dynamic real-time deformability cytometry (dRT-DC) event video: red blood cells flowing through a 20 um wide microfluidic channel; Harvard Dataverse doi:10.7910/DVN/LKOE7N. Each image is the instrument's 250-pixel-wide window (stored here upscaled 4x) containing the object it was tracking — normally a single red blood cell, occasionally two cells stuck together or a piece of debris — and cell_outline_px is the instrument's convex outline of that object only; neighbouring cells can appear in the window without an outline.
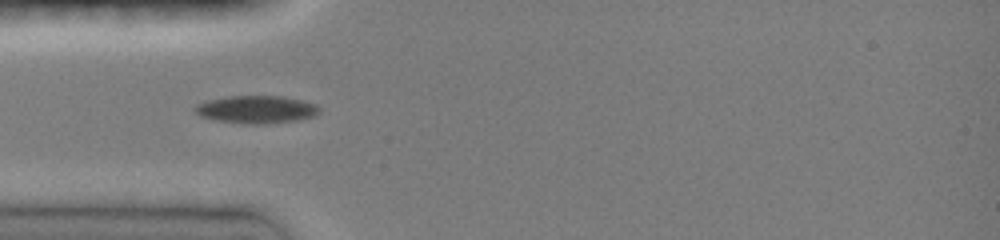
{"species": "common noctule bat (a hibernating species)", "species_latin": "Nyctalus noctula", "temperature_condition": "room temperature", "stored_images_in_passage": 4, "camera_frame_rate_fps": 3000, "um_per_image_px": 0.085, "animal": {"sex": "female", "body_mass_g": 19.0, "forearm_length_mm": 51.5}, "frame": {"image": 1, "passage_image": 1, "time_ms": 0.0, "image_size_px": [1000, 240], "cell_outline_px": [[320, 112], [316, 116], [296, 120], [268, 124], [244, 124], [212, 120], [200, 116], [192, 108], [196, 104], [204, 100], [228, 96], [280, 96], [304, 100], [316, 104], [320, 108]], "centroid_in_image_um": [21.77, 9.31], "position_along_channel_um": 63.2, "area_um2": 20.52}}